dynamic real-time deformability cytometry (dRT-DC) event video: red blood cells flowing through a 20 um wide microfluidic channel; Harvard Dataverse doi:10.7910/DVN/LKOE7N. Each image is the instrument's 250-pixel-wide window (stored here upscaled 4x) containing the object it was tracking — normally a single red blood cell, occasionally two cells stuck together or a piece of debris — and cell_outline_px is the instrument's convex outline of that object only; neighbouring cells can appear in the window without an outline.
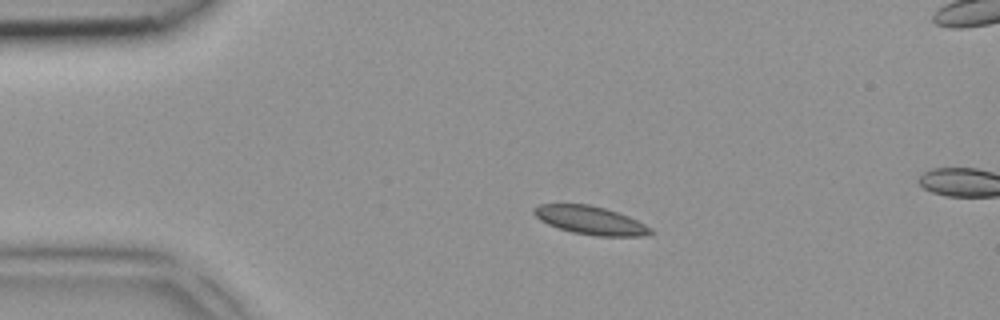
{"species": "common noctule bat (a hibernating species)", "species_latin": "Nyctalus noctula", "temperature_condition": "room temperature", "stored_images_in_passage": 4, "camera_frame_rate_fps": 3000, "um_per_image_px": 0.085, "animal": {"sex": "female", "body_mass_g": 18.4}, "frame": {"image": 1, "passage_image": 2, "time_ms": 0.333, "image_size_px": [1000, 320], "cell_outline_px": [[656, 232], [652, 236], [596, 236], [572, 232], [548, 224], [540, 220], [532, 212], [532, 208], [540, 204], [588, 204], [604, 208], [628, 216], [652, 228]], "centroid_in_image_um": [50.22, 18.74], "position_along_channel_um": 34.8, "area_um2": 19.31}}